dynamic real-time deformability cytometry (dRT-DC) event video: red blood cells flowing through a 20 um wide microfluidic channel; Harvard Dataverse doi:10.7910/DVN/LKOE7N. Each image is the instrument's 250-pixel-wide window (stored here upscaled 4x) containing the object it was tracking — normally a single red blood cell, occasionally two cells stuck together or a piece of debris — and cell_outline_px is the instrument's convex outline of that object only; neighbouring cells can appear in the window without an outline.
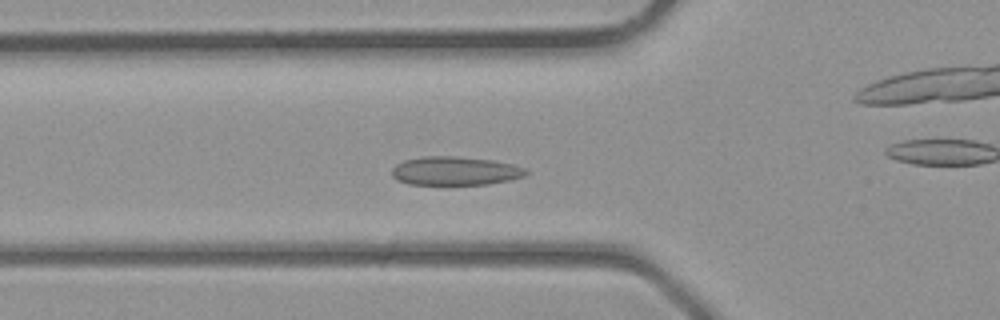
{"species": "common noctule bat (a hibernating species)", "species_latin": "Nyctalus noctula", "temperature_condition": "room temperature", "stored_images_in_passage": 38, "camera_frame_rate_fps": 3000, "um_per_image_px": 0.085, "animal": {"sex": "male", "body_mass_g": 23.1, "forearm_length_mm": 52.7}, "frame": {"image": 1, "passage_image": 12, "time_ms": 3.667, "image_size_px": [1000, 320], "cell_outline_px": [[528, 172], [524, 176], [508, 180], [488, 184], [408, 184], [396, 180], [392, 176], [392, 168], [396, 164], [404, 160], [424, 156], [456, 156], [492, 160], [512, 164], [528, 168]], "centroid_in_image_um": [38.68, 14.52], "position_along_channel_um": 87.1, "area_um2": 22.43}}
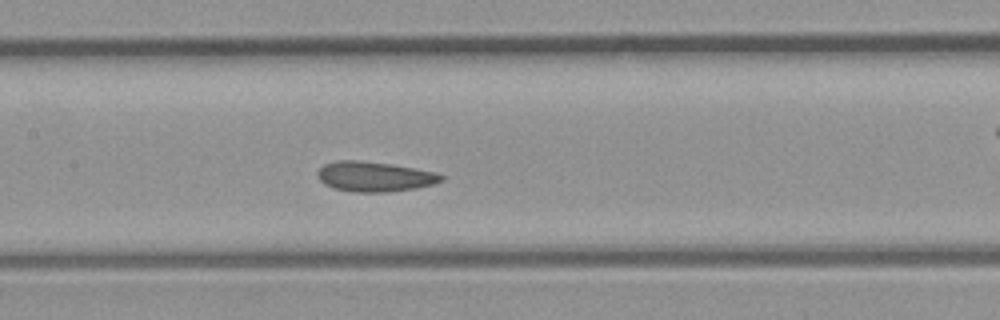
{"frame": {"image": 2, "passage_image": 17, "time_ms": 5.333, "image_size_px": [1000, 320], "cell_outline_px": [[444, 180], [432, 184], [416, 188], [388, 192], [352, 192], [336, 188], [324, 184], [316, 176], [316, 172], [324, 164], [336, 160], [360, 160], [392, 164], [436, 172], [444, 176]], "centroid_in_image_um": [31.82, 15.0], "position_along_channel_um": 175.6, "area_um2": 21.73}}
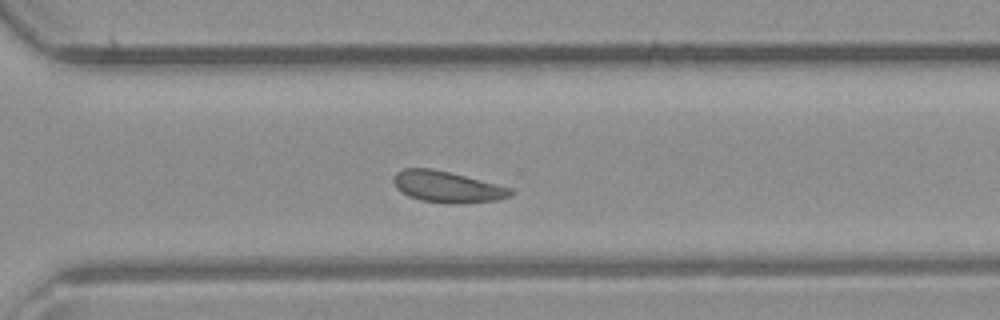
{"frame": {"image": 3, "passage_image": 26, "time_ms": 8.333, "image_size_px": [1000, 320], "cell_outline_px": [[516, 192], [512, 196], [496, 200], [460, 204], [452, 204], [420, 200], [408, 196], [400, 192], [396, 188], [392, 180], [396, 172], [404, 168], [432, 168], [512, 188]], "centroid_in_image_um": [38.0, 15.89], "position_along_channel_um": 332.6, "area_um2": 21.44}}